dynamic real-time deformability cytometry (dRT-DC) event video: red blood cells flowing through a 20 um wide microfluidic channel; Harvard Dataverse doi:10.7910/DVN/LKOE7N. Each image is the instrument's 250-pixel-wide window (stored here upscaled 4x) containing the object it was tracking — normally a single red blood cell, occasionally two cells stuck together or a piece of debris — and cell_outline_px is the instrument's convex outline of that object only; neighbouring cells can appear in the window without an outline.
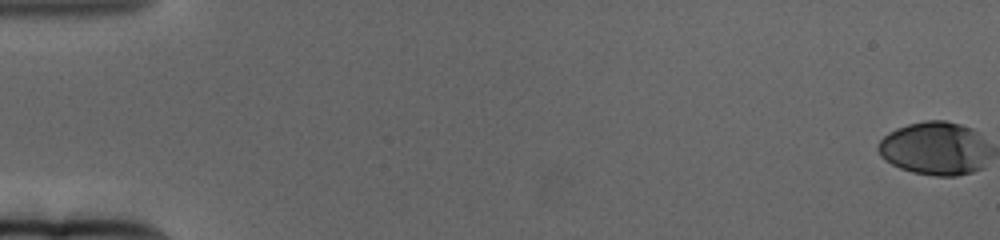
{"species": "human", "species_latin": "Homo sapiens", "temperature_condition": "cold", "stored_images_in_passage": 68, "camera_frame_rate_fps": 3000, "um_per_image_px": 0.085, "donor": {"sex": "female"}, "frame": {"image": 1, "passage_image": 1, "time_ms": 0.0, "image_size_px": [1000, 240], "cell_outline_px": [[980, 168], [968, 172], [952, 176], [940, 176], [916, 172], [892, 164], [880, 152], [880, 140], [884, 136], [900, 128], [912, 124], [928, 120], [940, 120], [956, 124], [968, 128]], "centroid_in_image_um": [79.17, 12.62], "position_along_channel_um": 5.8, "area_um2": 30.58}}
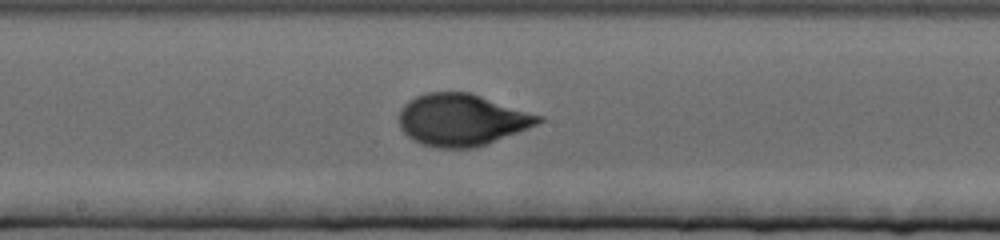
{"frame": {"image": 2, "passage_image": 38, "time_ms": 12.333, "image_size_px": [1000, 240], "cell_outline_px": [[544, 120], [484, 144], [464, 148], [448, 148], [428, 144], [416, 140], [404, 132], [400, 124], [400, 112], [416, 96], [432, 92], [468, 92], [540, 116]], "centroid_in_image_um": [39.21, 10.16], "position_along_channel_um": 209.0, "area_um2": 40.0}}
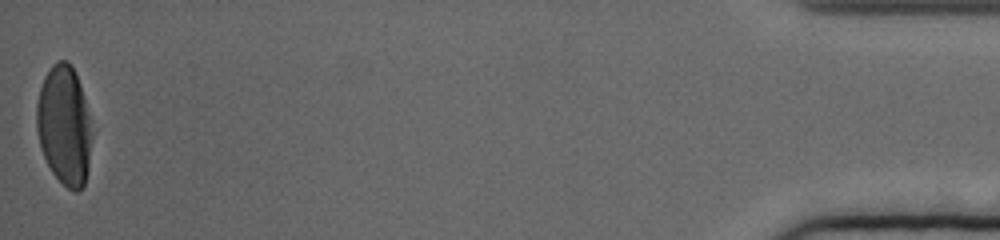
{"frame": {"image": 3, "passage_image": 68, "time_ms": 22.333, "image_size_px": [1000, 240], "cell_outline_px": [[88, 160], [84, 184], [76, 192], [68, 188], [52, 172], [44, 156], [40, 144], [36, 128], [36, 108], [40, 88], [52, 64], [60, 60], [64, 60], [72, 68], [76, 76], [80, 88], [88, 116]], "centroid_in_image_um": [5.39, 10.66], "position_along_channel_um": 429.8, "area_um2": 36.59}, "authors_computed_cell_mechanics": {"area_um2": 37.57, "velocity_mm_per_s": 3.0872, "shape_relaxation_time_tau1_ms": 5.1776, "shape_relaxation_time_tau2_ms": null, "deformation_change_tau1": 0.2054, "deformation_change_tau2": null}}